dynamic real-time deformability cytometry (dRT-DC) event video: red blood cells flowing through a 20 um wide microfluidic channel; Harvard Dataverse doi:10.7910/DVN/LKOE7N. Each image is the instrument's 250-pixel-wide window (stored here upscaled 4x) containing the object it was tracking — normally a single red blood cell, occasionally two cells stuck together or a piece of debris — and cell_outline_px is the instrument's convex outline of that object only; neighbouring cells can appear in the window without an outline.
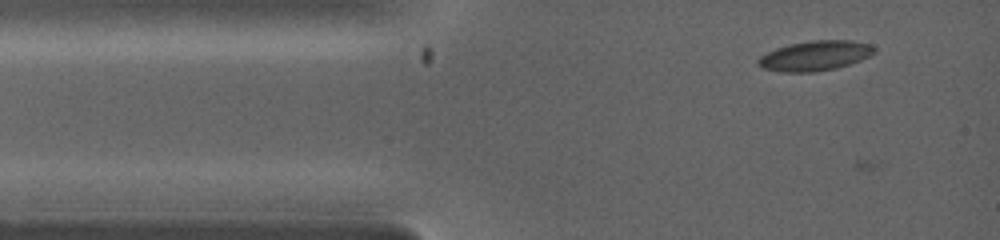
{"species": "common noctule bat (a hibernating species)", "species_latin": "Nyctalus noctula", "temperature_condition": "warm", "stored_images_in_passage": 4, "camera_frame_rate_fps": 5000, "um_per_image_px": 0.085, "animal": {"sex": "female", "body_mass_g": 19.0, "forearm_length_mm": 53.3}, "frame": {"image": 1, "passage_image": 3, "time_ms": 0.4, "image_size_px": [1000, 240], "cell_outline_px": [[876, 52], [860, 60], [848, 64], [832, 68], [812, 72], [784, 72], [764, 68], [756, 64], [756, 60], [760, 56], [776, 48], [788, 44], [812, 40], [852, 40], [868, 44], [876, 48]], "centroid_in_image_um": [69.25, 4.72], "position_along_channel_um": 15.7, "area_um2": 20.06}}